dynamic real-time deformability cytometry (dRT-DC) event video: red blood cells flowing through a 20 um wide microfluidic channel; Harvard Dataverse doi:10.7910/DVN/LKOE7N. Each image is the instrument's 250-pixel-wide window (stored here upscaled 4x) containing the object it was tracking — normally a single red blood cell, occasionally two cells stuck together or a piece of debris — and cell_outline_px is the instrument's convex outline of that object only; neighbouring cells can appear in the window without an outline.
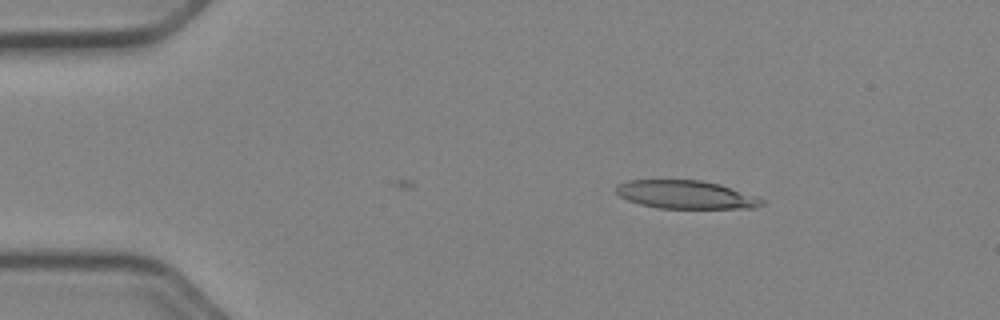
{"species": "Egyptian fruit bat (a non-hibernating species)", "species_latin": "Rousettus aegyptiacus", "temperature_condition": "cold", "stored_images_in_passage": 2, "camera_frame_rate_fps": 3000, "um_per_image_px": 0.085, "animal": {"sex": "female"}, "frame": {"image": 1, "passage_image": 2, "time_ms": 0.333, "image_size_px": [1000, 320], "cell_outline_px": [[764, 204], [756, 208], [656, 208], [640, 204], [628, 200], [620, 196], [616, 192], [616, 184], [628, 180], [700, 180], [720, 184], [756, 196], [764, 200]], "centroid_in_image_um": [58.29, 16.54], "position_along_channel_um": 26.7, "area_um2": 23.99}}